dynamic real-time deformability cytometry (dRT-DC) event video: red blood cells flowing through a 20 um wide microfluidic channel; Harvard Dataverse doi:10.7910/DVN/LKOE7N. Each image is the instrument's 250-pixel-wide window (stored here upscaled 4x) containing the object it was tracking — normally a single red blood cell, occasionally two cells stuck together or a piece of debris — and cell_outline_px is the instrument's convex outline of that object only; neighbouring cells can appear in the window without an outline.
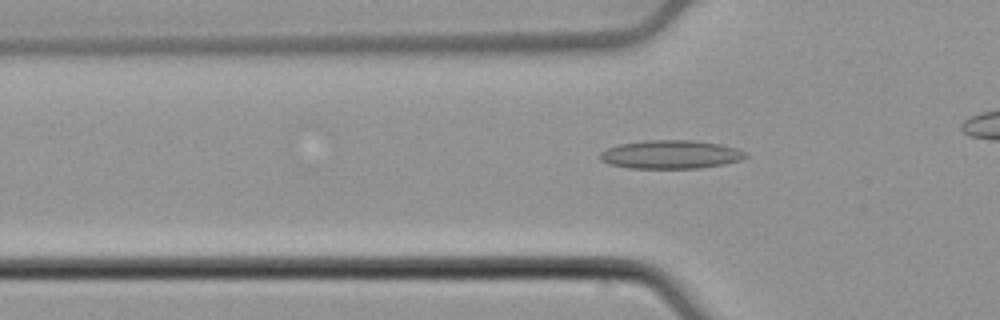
{"species": "common noctule bat (a hibernating species)", "species_latin": "Nyctalus noctula", "temperature_condition": "cold", "stored_images_in_passage": 28, "camera_frame_rate_fps": 3000, "um_per_image_px": 0.085, "animal": {"sex": "male", "body_mass_g": 21.5, "forearm_length_mm": 52.0}, "frame": {"image": 1, "passage_image": 2, "time_ms": 0.333, "image_size_px": [1000, 320], "cell_outline_px": [[748, 156], [740, 160], [724, 164], [700, 168], [628, 168], [608, 164], [600, 160], [600, 152], [608, 148], [620, 144], [644, 140], [692, 140], [720, 144], [736, 148], [744, 152]], "centroid_in_image_um": [56.98, 13.13], "position_along_channel_um": 68.8, "area_um2": 24.16}}
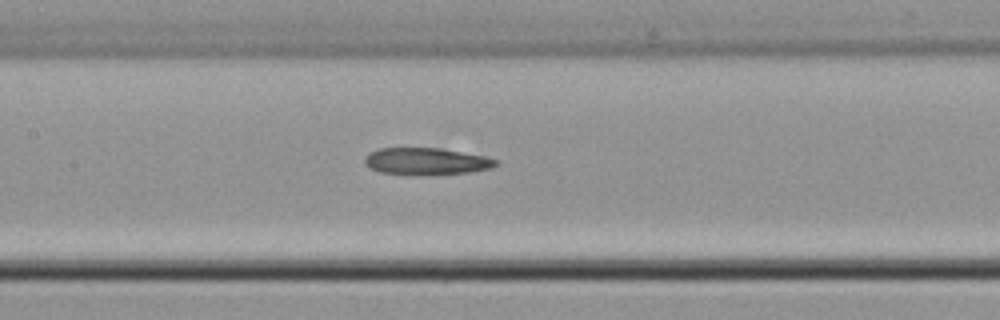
{"frame": {"image": 2, "passage_image": 10, "time_ms": 3.0, "image_size_px": [1000, 320], "cell_outline_px": [[500, 164], [492, 168], [468, 172], [380, 172], [364, 164], [364, 156], [368, 152], [380, 148], [444, 148], [484, 156], [500, 160]], "centroid_in_image_um": [36.27, 13.65], "position_along_channel_um": 171.1, "area_um2": 19.77}}
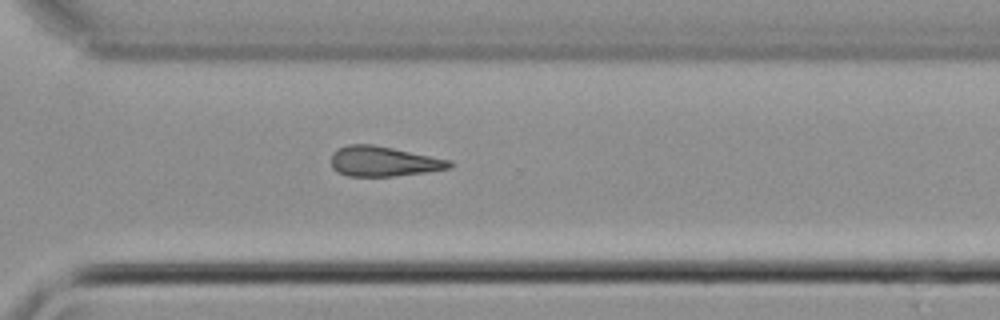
{"frame": {"image": 3, "passage_image": 23, "time_ms": 7.333, "image_size_px": [1000, 320], "cell_outline_px": [[452, 168], [428, 172], [392, 176], [348, 176], [332, 168], [332, 152], [348, 144], [372, 144], [452, 160]], "centroid_in_image_um": [32.63, 13.72], "position_along_channel_um": 338.0, "area_um2": 20.63}}